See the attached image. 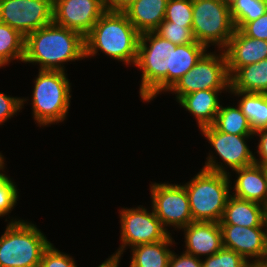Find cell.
Instances as JSON below:
<instances>
[{"label":"cell","instance_id":"1","mask_svg":"<svg viewBox=\"0 0 267 267\" xmlns=\"http://www.w3.org/2000/svg\"><path fill=\"white\" fill-rule=\"evenodd\" d=\"M85 58V37L51 23L25 37L24 63H39V70L64 71L65 62Z\"/></svg>","mask_w":267,"mask_h":267},{"label":"cell","instance_id":"2","mask_svg":"<svg viewBox=\"0 0 267 267\" xmlns=\"http://www.w3.org/2000/svg\"><path fill=\"white\" fill-rule=\"evenodd\" d=\"M139 37L124 12L106 10L85 36V58L101 50L112 59L135 65Z\"/></svg>","mask_w":267,"mask_h":267},{"label":"cell","instance_id":"3","mask_svg":"<svg viewBox=\"0 0 267 267\" xmlns=\"http://www.w3.org/2000/svg\"><path fill=\"white\" fill-rule=\"evenodd\" d=\"M176 46L154 31L140 34L134 66L142 70L139 94L144 102H150L162 92H169V71H172Z\"/></svg>","mask_w":267,"mask_h":267},{"label":"cell","instance_id":"4","mask_svg":"<svg viewBox=\"0 0 267 267\" xmlns=\"http://www.w3.org/2000/svg\"><path fill=\"white\" fill-rule=\"evenodd\" d=\"M230 176L202 168L190 182L183 184L193 221L220 222L231 195Z\"/></svg>","mask_w":267,"mask_h":267},{"label":"cell","instance_id":"5","mask_svg":"<svg viewBox=\"0 0 267 267\" xmlns=\"http://www.w3.org/2000/svg\"><path fill=\"white\" fill-rule=\"evenodd\" d=\"M50 244L36 225L13 218L0 237V267H39Z\"/></svg>","mask_w":267,"mask_h":267},{"label":"cell","instance_id":"6","mask_svg":"<svg viewBox=\"0 0 267 267\" xmlns=\"http://www.w3.org/2000/svg\"><path fill=\"white\" fill-rule=\"evenodd\" d=\"M32 113L38 126L63 122L70 107L71 83L64 71L39 70L34 80Z\"/></svg>","mask_w":267,"mask_h":267},{"label":"cell","instance_id":"7","mask_svg":"<svg viewBox=\"0 0 267 267\" xmlns=\"http://www.w3.org/2000/svg\"><path fill=\"white\" fill-rule=\"evenodd\" d=\"M192 11L195 40L223 50L235 31L230 8L222 0H192Z\"/></svg>","mask_w":267,"mask_h":267},{"label":"cell","instance_id":"8","mask_svg":"<svg viewBox=\"0 0 267 267\" xmlns=\"http://www.w3.org/2000/svg\"><path fill=\"white\" fill-rule=\"evenodd\" d=\"M219 52L218 54L206 52L196 65L169 90L176 94L177 102L184 95L199 90L230 91L226 56L223 50L220 49Z\"/></svg>","mask_w":267,"mask_h":267},{"label":"cell","instance_id":"9","mask_svg":"<svg viewBox=\"0 0 267 267\" xmlns=\"http://www.w3.org/2000/svg\"><path fill=\"white\" fill-rule=\"evenodd\" d=\"M200 131L214 148L216 156L218 155L225 163L224 166L222 162L216 160L217 157L209 153L203 169L230 174L225 170L228 167L233 171L255 163V155L246 143V140L253 138L254 135L227 134L219 131L214 125L203 127Z\"/></svg>","mask_w":267,"mask_h":267},{"label":"cell","instance_id":"10","mask_svg":"<svg viewBox=\"0 0 267 267\" xmlns=\"http://www.w3.org/2000/svg\"><path fill=\"white\" fill-rule=\"evenodd\" d=\"M119 213L122 245L109 257L111 259L120 261L127 246L132 248L140 244L155 243L165 240L171 234L156 217L153 209L150 212L143 206L129 209L124 207Z\"/></svg>","mask_w":267,"mask_h":267},{"label":"cell","instance_id":"11","mask_svg":"<svg viewBox=\"0 0 267 267\" xmlns=\"http://www.w3.org/2000/svg\"><path fill=\"white\" fill-rule=\"evenodd\" d=\"M152 209L164 228L182 229L193 222L189 198L184 185L153 183L150 185Z\"/></svg>","mask_w":267,"mask_h":267},{"label":"cell","instance_id":"12","mask_svg":"<svg viewBox=\"0 0 267 267\" xmlns=\"http://www.w3.org/2000/svg\"><path fill=\"white\" fill-rule=\"evenodd\" d=\"M0 22L26 37L53 23V0H0Z\"/></svg>","mask_w":267,"mask_h":267},{"label":"cell","instance_id":"13","mask_svg":"<svg viewBox=\"0 0 267 267\" xmlns=\"http://www.w3.org/2000/svg\"><path fill=\"white\" fill-rule=\"evenodd\" d=\"M105 11L100 0H53V23L85 37Z\"/></svg>","mask_w":267,"mask_h":267},{"label":"cell","instance_id":"14","mask_svg":"<svg viewBox=\"0 0 267 267\" xmlns=\"http://www.w3.org/2000/svg\"><path fill=\"white\" fill-rule=\"evenodd\" d=\"M220 227L224 248L237 252L247 261L255 258L250 263H267V227L231 224H220Z\"/></svg>","mask_w":267,"mask_h":267},{"label":"cell","instance_id":"15","mask_svg":"<svg viewBox=\"0 0 267 267\" xmlns=\"http://www.w3.org/2000/svg\"><path fill=\"white\" fill-rule=\"evenodd\" d=\"M223 51L231 77L239 68L267 59V41L248 37L235 29Z\"/></svg>","mask_w":267,"mask_h":267},{"label":"cell","instance_id":"16","mask_svg":"<svg viewBox=\"0 0 267 267\" xmlns=\"http://www.w3.org/2000/svg\"><path fill=\"white\" fill-rule=\"evenodd\" d=\"M185 253L197 258L209 257L223 248L222 231L217 222L193 221L182 228Z\"/></svg>","mask_w":267,"mask_h":267},{"label":"cell","instance_id":"17","mask_svg":"<svg viewBox=\"0 0 267 267\" xmlns=\"http://www.w3.org/2000/svg\"><path fill=\"white\" fill-rule=\"evenodd\" d=\"M235 171L233 196L267 206V168L253 163Z\"/></svg>","mask_w":267,"mask_h":267},{"label":"cell","instance_id":"18","mask_svg":"<svg viewBox=\"0 0 267 267\" xmlns=\"http://www.w3.org/2000/svg\"><path fill=\"white\" fill-rule=\"evenodd\" d=\"M225 90H199L184 95L178 103L195 117L198 128L213 125L220 108L219 93Z\"/></svg>","mask_w":267,"mask_h":267},{"label":"cell","instance_id":"19","mask_svg":"<svg viewBox=\"0 0 267 267\" xmlns=\"http://www.w3.org/2000/svg\"><path fill=\"white\" fill-rule=\"evenodd\" d=\"M263 205L229 196L219 224H231L244 227H266Z\"/></svg>","mask_w":267,"mask_h":267},{"label":"cell","instance_id":"20","mask_svg":"<svg viewBox=\"0 0 267 267\" xmlns=\"http://www.w3.org/2000/svg\"><path fill=\"white\" fill-rule=\"evenodd\" d=\"M168 0H137L124 13L142 34L154 31L164 21Z\"/></svg>","mask_w":267,"mask_h":267},{"label":"cell","instance_id":"21","mask_svg":"<svg viewBox=\"0 0 267 267\" xmlns=\"http://www.w3.org/2000/svg\"><path fill=\"white\" fill-rule=\"evenodd\" d=\"M171 236L155 243L132 247L130 267H169V259L173 252L169 247L175 244Z\"/></svg>","mask_w":267,"mask_h":267},{"label":"cell","instance_id":"22","mask_svg":"<svg viewBox=\"0 0 267 267\" xmlns=\"http://www.w3.org/2000/svg\"><path fill=\"white\" fill-rule=\"evenodd\" d=\"M230 90L267 94V59L239 68L230 77Z\"/></svg>","mask_w":267,"mask_h":267},{"label":"cell","instance_id":"23","mask_svg":"<svg viewBox=\"0 0 267 267\" xmlns=\"http://www.w3.org/2000/svg\"><path fill=\"white\" fill-rule=\"evenodd\" d=\"M207 50L205 45L197 41L176 46L173 51L172 71H169V90L196 65Z\"/></svg>","mask_w":267,"mask_h":267},{"label":"cell","instance_id":"24","mask_svg":"<svg viewBox=\"0 0 267 267\" xmlns=\"http://www.w3.org/2000/svg\"><path fill=\"white\" fill-rule=\"evenodd\" d=\"M229 93L240 97L238 105L242 113L248 119L254 132L267 128V94L247 93L238 90H230Z\"/></svg>","mask_w":267,"mask_h":267},{"label":"cell","instance_id":"25","mask_svg":"<svg viewBox=\"0 0 267 267\" xmlns=\"http://www.w3.org/2000/svg\"><path fill=\"white\" fill-rule=\"evenodd\" d=\"M219 131L234 135H254V131L240 107L220 105L213 124Z\"/></svg>","mask_w":267,"mask_h":267},{"label":"cell","instance_id":"26","mask_svg":"<svg viewBox=\"0 0 267 267\" xmlns=\"http://www.w3.org/2000/svg\"><path fill=\"white\" fill-rule=\"evenodd\" d=\"M25 36L9 25L0 22V56L9 64L11 60L23 62Z\"/></svg>","mask_w":267,"mask_h":267},{"label":"cell","instance_id":"27","mask_svg":"<svg viewBox=\"0 0 267 267\" xmlns=\"http://www.w3.org/2000/svg\"><path fill=\"white\" fill-rule=\"evenodd\" d=\"M267 11L262 0H237L230 8L235 29H240L245 23L254 21Z\"/></svg>","mask_w":267,"mask_h":267},{"label":"cell","instance_id":"28","mask_svg":"<svg viewBox=\"0 0 267 267\" xmlns=\"http://www.w3.org/2000/svg\"><path fill=\"white\" fill-rule=\"evenodd\" d=\"M160 37L176 45L195 43L192 26H183L164 20L154 30Z\"/></svg>","mask_w":267,"mask_h":267},{"label":"cell","instance_id":"29","mask_svg":"<svg viewBox=\"0 0 267 267\" xmlns=\"http://www.w3.org/2000/svg\"><path fill=\"white\" fill-rule=\"evenodd\" d=\"M164 20L178 25L192 26V0H168Z\"/></svg>","mask_w":267,"mask_h":267},{"label":"cell","instance_id":"30","mask_svg":"<svg viewBox=\"0 0 267 267\" xmlns=\"http://www.w3.org/2000/svg\"><path fill=\"white\" fill-rule=\"evenodd\" d=\"M204 258L203 267H248L251 264L242 255L224 247L217 253Z\"/></svg>","mask_w":267,"mask_h":267},{"label":"cell","instance_id":"31","mask_svg":"<svg viewBox=\"0 0 267 267\" xmlns=\"http://www.w3.org/2000/svg\"><path fill=\"white\" fill-rule=\"evenodd\" d=\"M0 170V217L11 213L18 200L15 182Z\"/></svg>","mask_w":267,"mask_h":267},{"label":"cell","instance_id":"32","mask_svg":"<svg viewBox=\"0 0 267 267\" xmlns=\"http://www.w3.org/2000/svg\"><path fill=\"white\" fill-rule=\"evenodd\" d=\"M74 258L56 249L51 243L43 252L39 267H77Z\"/></svg>","mask_w":267,"mask_h":267},{"label":"cell","instance_id":"33","mask_svg":"<svg viewBox=\"0 0 267 267\" xmlns=\"http://www.w3.org/2000/svg\"><path fill=\"white\" fill-rule=\"evenodd\" d=\"M27 99L20 97H10L0 92V125L16 115L23 108Z\"/></svg>","mask_w":267,"mask_h":267},{"label":"cell","instance_id":"34","mask_svg":"<svg viewBox=\"0 0 267 267\" xmlns=\"http://www.w3.org/2000/svg\"><path fill=\"white\" fill-rule=\"evenodd\" d=\"M239 30L248 37L267 41V11L258 19L245 23Z\"/></svg>","mask_w":267,"mask_h":267},{"label":"cell","instance_id":"35","mask_svg":"<svg viewBox=\"0 0 267 267\" xmlns=\"http://www.w3.org/2000/svg\"><path fill=\"white\" fill-rule=\"evenodd\" d=\"M202 260L185 252L179 256L173 251L169 259V267H203Z\"/></svg>","mask_w":267,"mask_h":267},{"label":"cell","instance_id":"36","mask_svg":"<svg viewBox=\"0 0 267 267\" xmlns=\"http://www.w3.org/2000/svg\"><path fill=\"white\" fill-rule=\"evenodd\" d=\"M254 135L259 136V142L257 149V153L259 155L258 158L254 157V161L256 164H259L265 168H267V128H262L254 132Z\"/></svg>","mask_w":267,"mask_h":267},{"label":"cell","instance_id":"37","mask_svg":"<svg viewBox=\"0 0 267 267\" xmlns=\"http://www.w3.org/2000/svg\"><path fill=\"white\" fill-rule=\"evenodd\" d=\"M137 0H107L106 10L124 12Z\"/></svg>","mask_w":267,"mask_h":267},{"label":"cell","instance_id":"38","mask_svg":"<svg viewBox=\"0 0 267 267\" xmlns=\"http://www.w3.org/2000/svg\"><path fill=\"white\" fill-rule=\"evenodd\" d=\"M119 260H114L111 258H107L103 263H101L98 267H118Z\"/></svg>","mask_w":267,"mask_h":267},{"label":"cell","instance_id":"39","mask_svg":"<svg viewBox=\"0 0 267 267\" xmlns=\"http://www.w3.org/2000/svg\"><path fill=\"white\" fill-rule=\"evenodd\" d=\"M228 8H231L237 0H222Z\"/></svg>","mask_w":267,"mask_h":267},{"label":"cell","instance_id":"40","mask_svg":"<svg viewBox=\"0 0 267 267\" xmlns=\"http://www.w3.org/2000/svg\"><path fill=\"white\" fill-rule=\"evenodd\" d=\"M248 267H267V263H251Z\"/></svg>","mask_w":267,"mask_h":267},{"label":"cell","instance_id":"41","mask_svg":"<svg viewBox=\"0 0 267 267\" xmlns=\"http://www.w3.org/2000/svg\"><path fill=\"white\" fill-rule=\"evenodd\" d=\"M5 159H4V156L3 155H1V153H0V170L1 169H4V166H5V161H4Z\"/></svg>","mask_w":267,"mask_h":267},{"label":"cell","instance_id":"42","mask_svg":"<svg viewBox=\"0 0 267 267\" xmlns=\"http://www.w3.org/2000/svg\"><path fill=\"white\" fill-rule=\"evenodd\" d=\"M8 63L0 56V68L6 66Z\"/></svg>","mask_w":267,"mask_h":267},{"label":"cell","instance_id":"43","mask_svg":"<svg viewBox=\"0 0 267 267\" xmlns=\"http://www.w3.org/2000/svg\"><path fill=\"white\" fill-rule=\"evenodd\" d=\"M265 223H266V227H267V206L265 208Z\"/></svg>","mask_w":267,"mask_h":267},{"label":"cell","instance_id":"44","mask_svg":"<svg viewBox=\"0 0 267 267\" xmlns=\"http://www.w3.org/2000/svg\"><path fill=\"white\" fill-rule=\"evenodd\" d=\"M105 6L107 5V0H100Z\"/></svg>","mask_w":267,"mask_h":267},{"label":"cell","instance_id":"45","mask_svg":"<svg viewBox=\"0 0 267 267\" xmlns=\"http://www.w3.org/2000/svg\"><path fill=\"white\" fill-rule=\"evenodd\" d=\"M265 6L267 7V0H262Z\"/></svg>","mask_w":267,"mask_h":267}]
</instances>
